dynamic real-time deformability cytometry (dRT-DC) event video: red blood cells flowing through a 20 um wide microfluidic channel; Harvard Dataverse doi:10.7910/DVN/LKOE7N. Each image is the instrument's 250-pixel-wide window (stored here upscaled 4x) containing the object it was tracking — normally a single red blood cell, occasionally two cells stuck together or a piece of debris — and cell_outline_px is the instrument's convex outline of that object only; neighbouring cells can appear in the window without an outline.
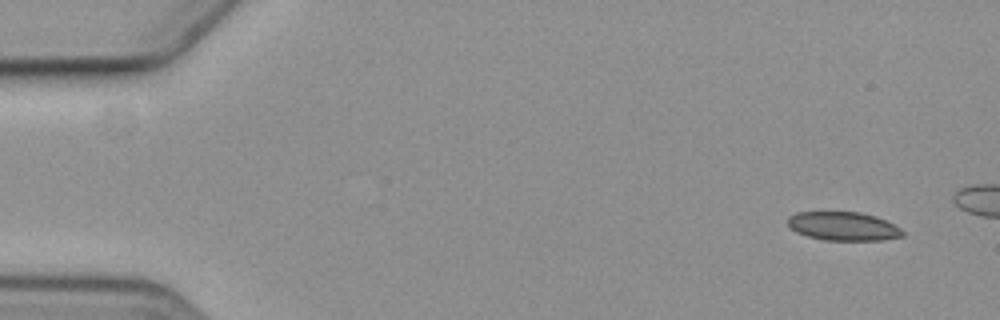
{"species": "common noctule bat (a hibernating species)", "species_latin": "Nyctalus noctula", "temperature_condition": "cold", "stored_images_in_passage": 14, "camera_frame_rate_fps": 3000, "um_per_image_px": 0.085, "animal": {"sex": "female", "body_mass_g": 19.3, "forearm_length_mm": 54.1}, "frame": {"image": 1, "passage_image": 1, "time_ms": 0.0, "image_size_px": [1000, 320], "cell_outline_px": [[904, 236], [884, 240], [824, 240], [808, 236], [796, 232], [788, 224], [788, 216], [796, 212], [860, 212], [876, 216], [900, 228], [904, 232]], "centroid_in_image_um": [71.68, 19.23], "position_along_channel_um": 13.3, "area_um2": 19.13}}